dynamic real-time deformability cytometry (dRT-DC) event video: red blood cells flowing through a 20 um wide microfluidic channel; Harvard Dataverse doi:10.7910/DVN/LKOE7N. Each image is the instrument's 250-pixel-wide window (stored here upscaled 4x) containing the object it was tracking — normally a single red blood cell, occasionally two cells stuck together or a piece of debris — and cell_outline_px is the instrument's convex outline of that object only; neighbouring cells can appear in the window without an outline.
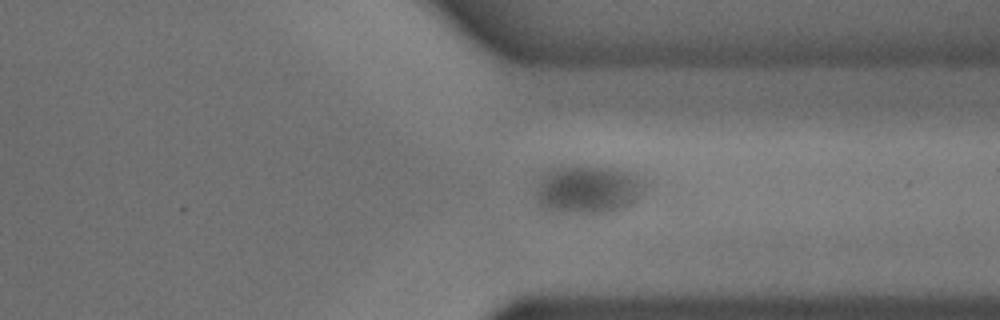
{"species": "common noctule bat (a hibernating species)", "species_latin": "Nyctalus noctula", "temperature_condition": "cold", "stored_images_in_passage": 38, "camera_frame_rate_fps": 3000, "um_per_image_px": 0.085, "animal": {"sex": "male", "body_mass_g": 18.8}, "frame": {"image": 1, "passage_image": 29, "time_ms": 9.333, "image_size_px": [1000, 320], "cell_outline_px": [[648, 184], [644, 196], [636, 204], [624, 212], [600, 216], [556, 216], [540, 212], [536, 208], [532, 196], [536, 176], [540, 172], [552, 164], [608, 164], [636, 172]], "centroid_in_image_um": [49.89, 16.14], "position_along_channel_um": 361.5, "area_um2": 36.76}}
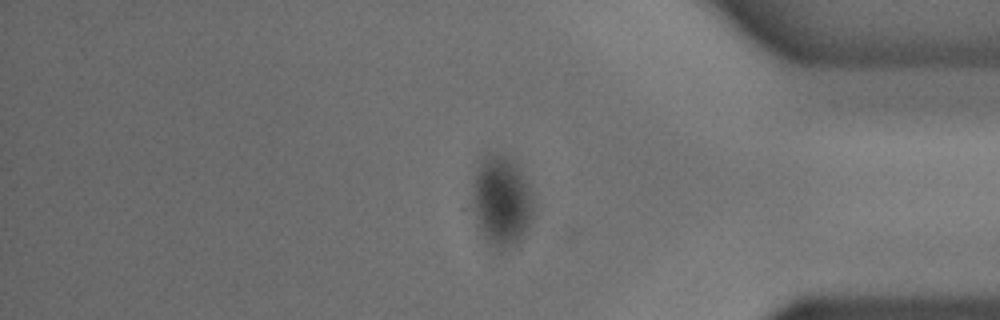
{"frame": {"image": 2, "passage_image": 33, "time_ms": 10.667, "image_size_px": [1000, 320], "cell_outline_px": [[536, 204], [528, 228], [520, 240], [516, 244], [500, 252], [488, 244], [476, 228], [472, 208], [472, 188], [480, 156], [484, 152], [504, 152], [516, 160], [532, 192]], "centroid_in_image_um": [42.61, 17.05], "position_along_channel_um": 392.6, "area_um2": 33.99}}